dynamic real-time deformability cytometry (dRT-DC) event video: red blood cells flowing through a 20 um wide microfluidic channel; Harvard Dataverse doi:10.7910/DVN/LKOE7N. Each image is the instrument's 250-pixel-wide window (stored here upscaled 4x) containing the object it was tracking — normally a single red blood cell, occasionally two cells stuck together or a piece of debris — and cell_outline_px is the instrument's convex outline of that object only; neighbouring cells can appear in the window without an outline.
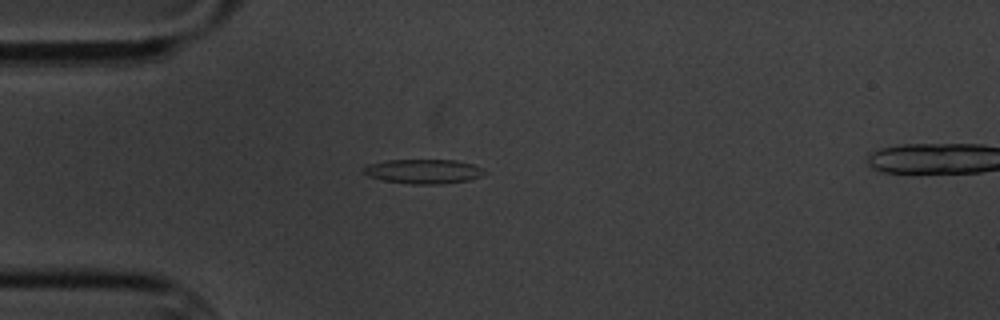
{"species": "common noctule bat (a hibernating species)", "species_latin": "Nyctalus noctula", "temperature_condition": "cold", "stored_images_in_passage": 13, "segment_of_instrument_passage": [1, 2], "camera_frame_rate_fps": 3000, "um_per_image_px": 0.085, "animal": {"sex": "male", "body_mass_g": 20.1, "forearm_length_mm": 53.5}, "frame": {"image": 1, "passage_image": 1, "time_ms": 0.0, "image_size_px": [1000, 320], "cell_outline_px": [[484, 172], [480, 176], [468, 180], [440, 184], [412, 184], [384, 180], [368, 176], [360, 172], [360, 168], [368, 164], [388, 160], [456, 160], [472, 164], [480, 168]], "centroid_in_image_um": [35.9, 14.56], "position_along_channel_um": 49.1, "area_um2": 17.11}}
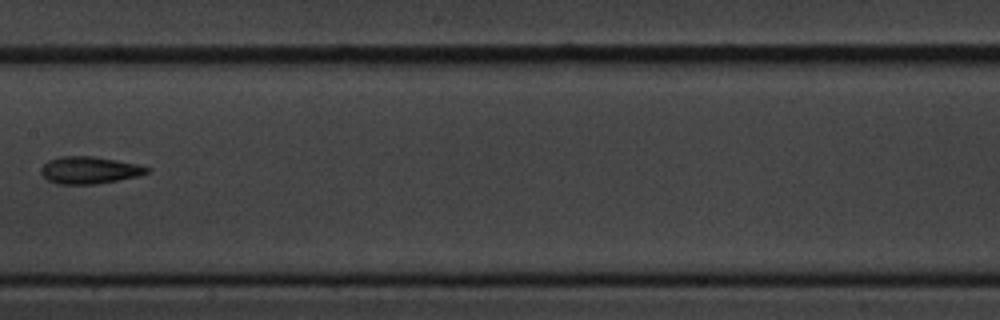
{"frame": {"image": 2, "passage_image": 5, "time_ms": 4.667, "image_size_px": [1000, 320], "cell_outline_px": [[148, 172], [136, 176], [96, 184], [56, 184], [48, 180], [40, 172], [40, 168], [48, 160], [60, 156], [92, 156], [116, 160], [136, 164], [148, 168]], "centroid_in_image_um": [7.52, 14.46], "position_along_channel_um": 199.9, "area_um2": 16.53}}
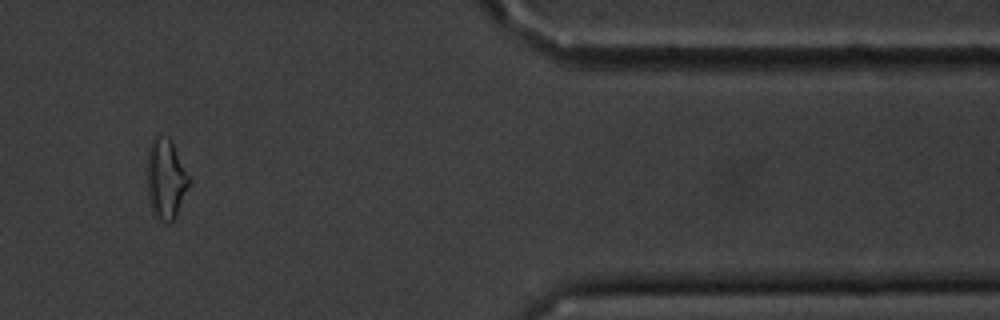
{"frame": {"image": 3, "passage_image": 10, "time_ms": 11.333, "image_size_px": [1000, 320], "cell_outline_px": [[192, 180], [176, 216], [168, 224], [152, 216], [148, 200], [148, 148], [152, 140], [160, 132], [168, 136], [172, 140]], "centroid_in_image_um": [14.11, 15.2], "position_along_channel_um": 397.3, "area_um2": 20.17}}